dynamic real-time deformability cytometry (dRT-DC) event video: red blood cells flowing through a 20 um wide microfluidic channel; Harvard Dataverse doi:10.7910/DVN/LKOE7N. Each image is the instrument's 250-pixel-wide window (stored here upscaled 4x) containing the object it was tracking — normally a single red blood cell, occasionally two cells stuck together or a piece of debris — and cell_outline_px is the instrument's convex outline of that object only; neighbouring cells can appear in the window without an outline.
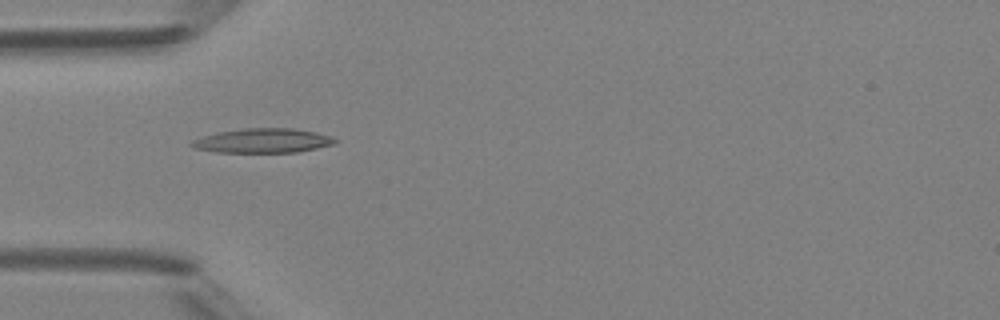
{"species": "Egyptian fruit bat (a non-hibernating species)", "species_latin": "Rousettus aegyptiacus", "temperature_condition": "room temperature", "stored_images_in_passage": 2, "camera_frame_rate_fps": 3000, "um_per_image_px": 0.085, "animal": {"sex": "female"}, "frame": {"image": 1, "passage_image": 1, "time_ms": 0.0, "image_size_px": [1000, 320], "cell_outline_px": [[336, 144], [296, 152], [216, 152], [192, 148], [188, 144], [192, 140], [204, 136], [220, 132], [244, 128], [292, 128], [316, 132], [332, 136], [336, 140]], "centroid_in_image_um": [22.34, 11.96], "position_along_channel_um": 62.7, "area_um2": 20.35}}
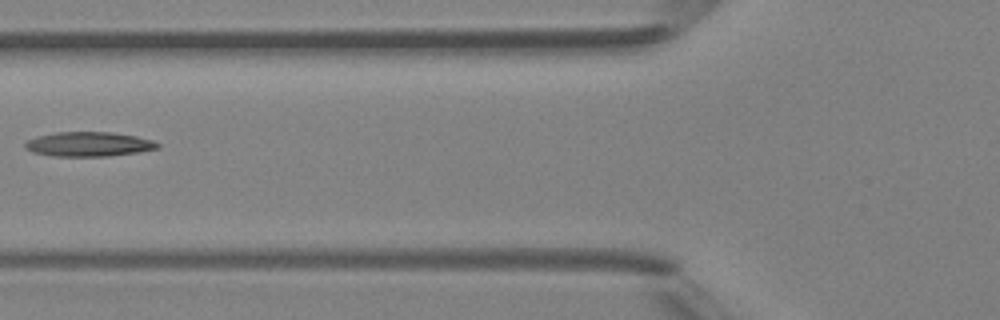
{"frame": {"image": 2, "passage_image": 2, "time_ms": 1.333, "image_size_px": [1000, 320], "cell_outline_px": [[160, 148], [140, 152], [108, 156], [52, 156], [32, 152], [24, 148], [24, 144], [28, 140], [36, 136], [56, 132], [112, 132], [136, 136], [152, 140], [160, 144]], "centroid_in_image_um": [7.54, 12.25], "position_along_channel_um": 118.3, "area_um2": 19.07}}